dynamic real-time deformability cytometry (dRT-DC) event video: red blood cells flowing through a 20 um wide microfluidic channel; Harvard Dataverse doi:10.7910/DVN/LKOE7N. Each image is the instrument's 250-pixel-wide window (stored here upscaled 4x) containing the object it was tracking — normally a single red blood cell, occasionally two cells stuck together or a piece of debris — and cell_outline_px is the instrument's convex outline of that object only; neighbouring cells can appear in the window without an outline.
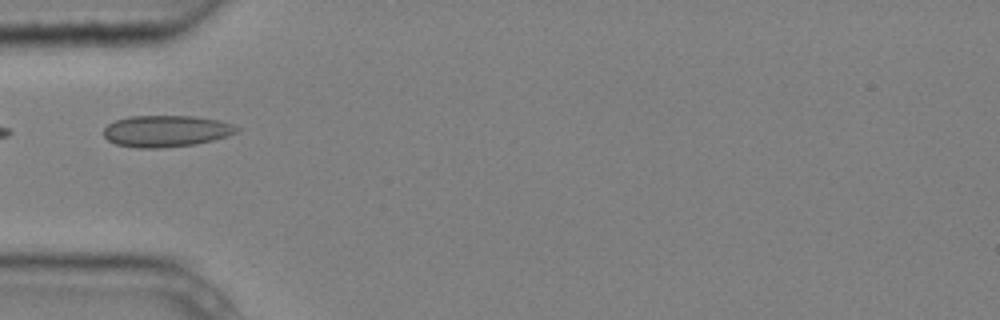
{"species": "common noctule bat (a hibernating species)", "species_latin": "Nyctalus noctula", "temperature_condition": "cold", "stored_images_in_passage": 1, "camera_frame_rate_fps": 3000, "um_per_image_px": 0.085, "animal": {"sex": "male", "body_mass_g": 20.4}, "frame": {"image": 1, "passage_image": 1, "time_ms": 0.0, "image_size_px": [1000, 320], "cell_outline_px": [[240, 132], [228, 136], [196, 144], [160, 148], [136, 148], [116, 144], [108, 140], [104, 136], [104, 128], [108, 124], [116, 120], [128, 116], [192, 116], [220, 120], [232, 124], [240, 128]], "centroid_in_image_um": [14.14, 11.14], "position_along_channel_um": 70.9, "area_um2": 24.62}}